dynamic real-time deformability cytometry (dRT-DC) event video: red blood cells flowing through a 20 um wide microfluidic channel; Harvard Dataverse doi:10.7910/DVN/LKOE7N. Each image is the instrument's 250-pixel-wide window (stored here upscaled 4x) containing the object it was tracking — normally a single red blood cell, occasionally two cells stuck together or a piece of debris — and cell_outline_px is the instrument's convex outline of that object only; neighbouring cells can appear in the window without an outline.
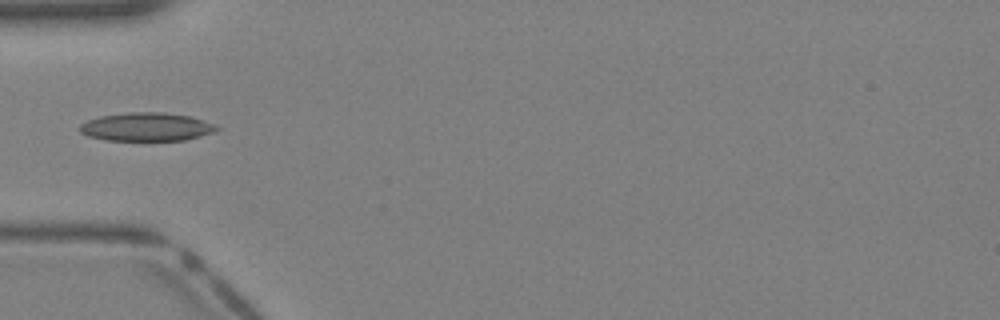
{"species": "Egyptian fruit bat (a non-hibernating species)", "species_latin": "Rousettus aegyptiacus", "temperature_condition": "warm", "stored_images_in_passage": 27, "camera_frame_rate_fps": 3000, "um_per_image_px": 0.085, "animal": {"sex": "female"}, "frame": {"image": 1, "passage_image": 1, "time_ms": 0.0, "image_size_px": [1000, 320], "cell_outline_px": [[220, 128], [212, 132], [200, 136], [184, 140], [108, 140], [88, 136], [80, 132], [80, 124], [88, 120], [100, 116], [128, 112], [164, 112], [192, 116], [216, 124]], "centroid_in_image_um": [12.48, 10.77], "position_along_channel_um": 72.5, "area_um2": 22.66}}
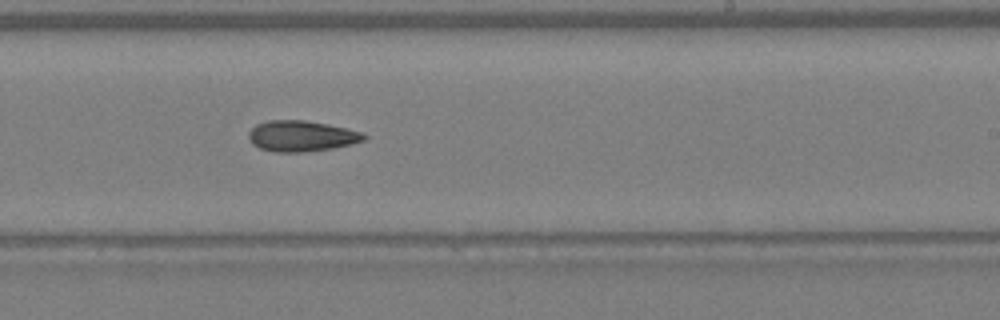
{"frame": {"image": 2, "passage_image": 12, "time_ms": 3.667, "image_size_px": [1000, 320], "cell_outline_px": [[368, 136], [364, 140], [352, 144], [332, 148], [300, 152], [276, 152], [260, 148], [252, 144], [248, 140], [248, 132], [256, 124], [268, 120], [304, 120], [328, 124], [360, 132]], "centroid_in_image_um": [25.58, 11.56], "position_along_channel_um": 263.4, "area_um2": 20.63}}
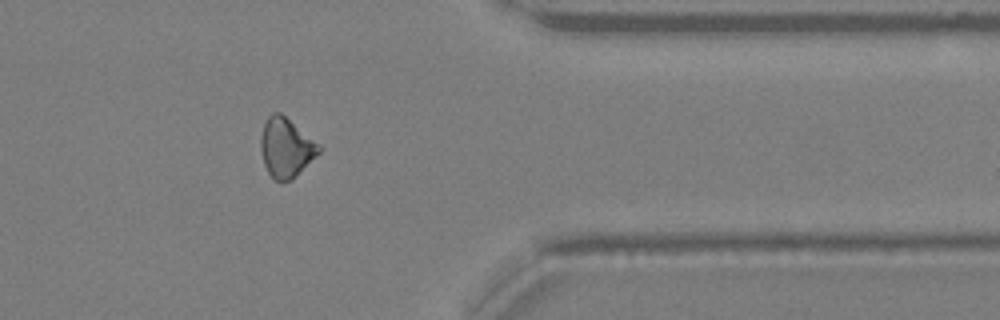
{"frame": {"image": 3, "passage_image": 20, "time_ms": 6.333, "image_size_px": [1000, 320], "cell_outline_px": [[320, 152], [292, 180], [276, 180], [268, 172], [264, 164], [260, 148], [260, 140], [264, 124], [268, 116], [272, 112], [280, 112], [316, 144], [320, 148]], "centroid_in_image_um": [24.26, 12.56], "position_along_channel_um": 387.1, "area_um2": 19.36}}